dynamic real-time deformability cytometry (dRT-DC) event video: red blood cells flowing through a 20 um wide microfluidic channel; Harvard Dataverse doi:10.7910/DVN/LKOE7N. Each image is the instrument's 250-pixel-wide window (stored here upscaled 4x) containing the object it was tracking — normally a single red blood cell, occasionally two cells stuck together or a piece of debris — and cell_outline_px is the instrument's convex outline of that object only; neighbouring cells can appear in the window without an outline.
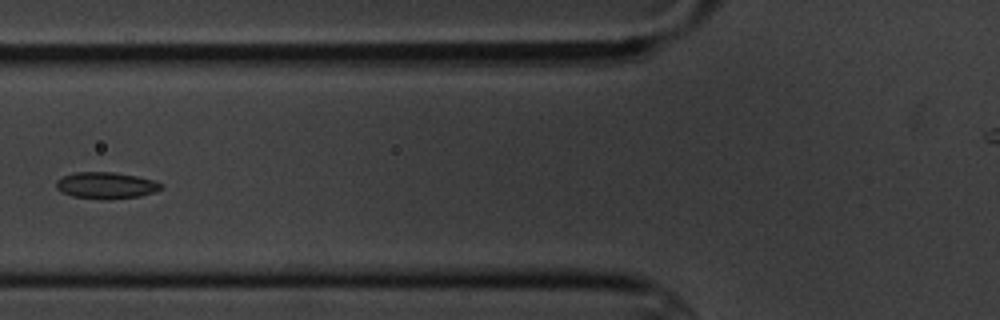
{"species": "common noctule bat (a hibernating species)", "species_latin": "Nyctalus noctula", "temperature_condition": "cold", "stored_images_in_passage": 7, "camera_frame_rate_fps": 3000, "um_per_image_px": 0.085, "animal": {"sex": "male", "body_mass_g": 20.1, "forearm_length_mm": 53.5}, "frame": {"image": 1, "passage_image": 7, "time_ms": 7.0, "image_size_px": [1000, 320], "cell_outline_px": [[164, 188], [140, 196], [108, 200], [104, 200], [72, 196], [60, 192], [56, 188], [56, 180], [64, 176], [76, 172], [116, 172], [136, 176], [152, 180], [164, 184]], "centroid_in_image_um": [9.01, 15.77], "position_along_channel_um": 116.8, "area_um2": 16.36}}